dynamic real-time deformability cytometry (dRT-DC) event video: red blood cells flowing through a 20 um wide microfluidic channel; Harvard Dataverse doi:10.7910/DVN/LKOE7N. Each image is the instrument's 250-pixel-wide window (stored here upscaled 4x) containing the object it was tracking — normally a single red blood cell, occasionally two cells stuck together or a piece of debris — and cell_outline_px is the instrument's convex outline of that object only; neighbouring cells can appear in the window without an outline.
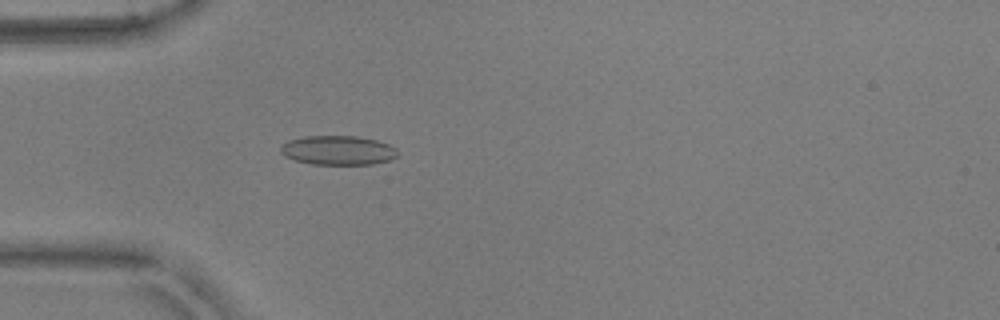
{"species": "common noctule bat (a hibernating species)", "species_latin": "Nyctalus noctula", "temperature_condition": "warm", "stored_images_in_passage": 53, "camera_frame_rate_fps": 3000, "um_per_image_px": 0.085, "animal": {"sex": "male", "body_mass_g": 17.9, "forearm_length_mm": 54.2}, "frame": {"image": 1, "passage_image": 16, "time_ms": 5.0, "image_size_px": [1000, 320], "cell_outline_px": [[396, 156], [388, 160], [372, 164], [312, 164], [296, 160], [284, 156], [280, 152], [280, 148], [288, 140], [304, 136], [356, 136], [376, 140], [388, 144], [396, 148]], "centroid_in_image_um": [28.7, 12.77], "position_along_channel_um": 56.3, "area_um2": 19.77}}
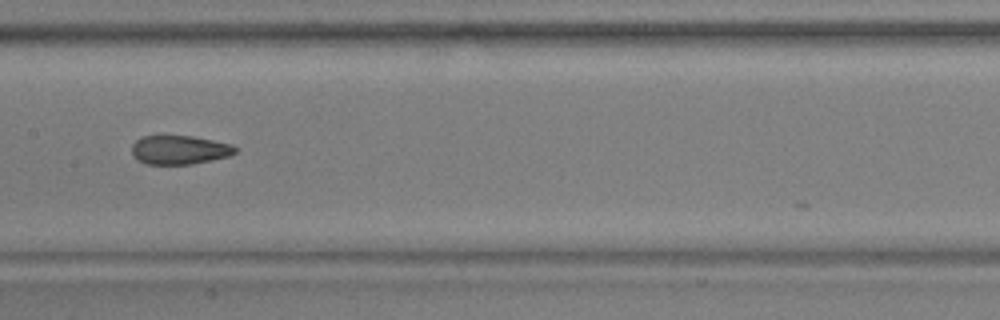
{"frame": {"image": 2, "passage_image": 27, "time_ms": 8.667, "image_size_px": [1000, 320], "cell_outline_px": [[236, 152], [228, 156], [212, 160], [192, 164], [148, 164], [132, 156], [132, 144], [140, 136], [192, 136], [232, 144], [236, 148]], "centroid_in_image_um": [15.24, 12.73], "position_along_channel_um": 192.2, "area_um2": 17.34}}
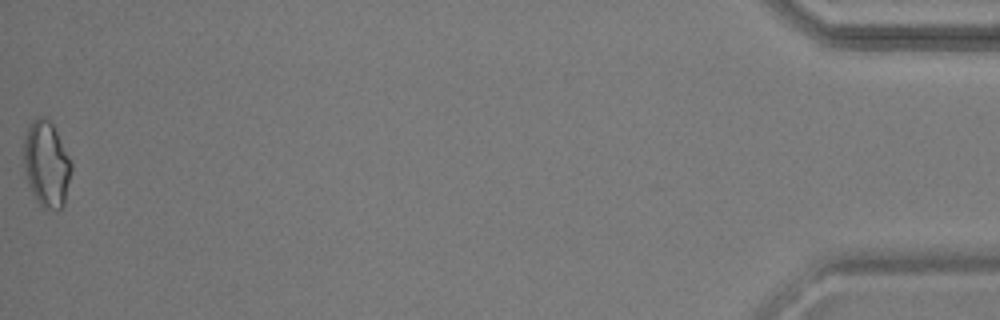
{"frame": {"image": 3, "passage_image": 53, "time_ms": 17.333, "image_size_px": [1000, 320], "cell_outline_px": [[72, 168], [64, 204], [56, 212], [44, 208], [36, 200], [28, 184], [24, 168], [24, 140], [28, 128], [32, 120], [36, 116], [44, 116], [52, 124], [72, 164]], "centroid_in_image_um": [3.94, 13.97], "position_along_channel_um": 431.3, "area_um2": 23.64}, "authors_computed_cell_mechanics": {"area_um2": 19.3052, "velocity_mm_per_s": 3.8417, "shape_relaxation_time_tau1_ms": null, "shape_relaxation_time_tau2_ms": 1.9383, "deformation_change_tau1": null, "deformation_change_tau2": 0.0775}}